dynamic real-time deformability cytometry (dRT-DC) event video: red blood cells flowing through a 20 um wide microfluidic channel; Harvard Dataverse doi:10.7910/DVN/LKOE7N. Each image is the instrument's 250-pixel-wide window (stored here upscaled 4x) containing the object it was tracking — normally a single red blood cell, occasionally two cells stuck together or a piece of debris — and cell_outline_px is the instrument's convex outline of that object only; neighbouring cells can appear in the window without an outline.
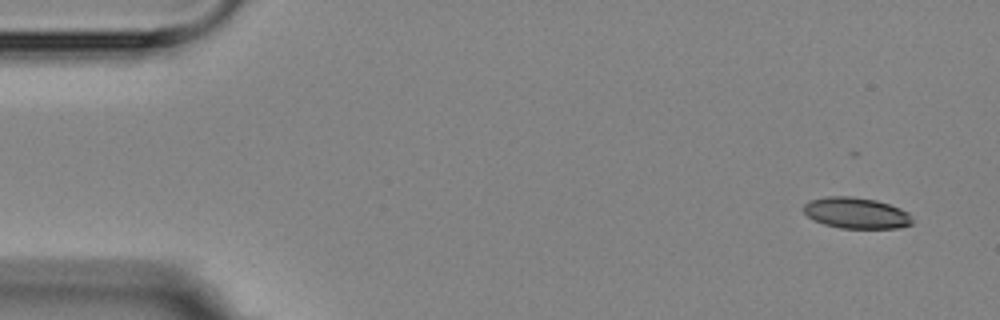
{"species": "Egyptian fruit bat (a non-hibernating species)", "species_latin": "Rousettus aegyptiacus", "temperature_condition": "room temperature", "stored_images_in_passage": 5, "camera_frame_rate_fps": 3000, "um_per_image_px": 0.085, "animal": {"sex": "female"}, "frame": {"image": 1, "passage_image": 1, "time_ms": 0.0, "image_size_px": [1000, 320], "cell_outline_px": [[912, 224], [896, 228], [840, 228], [824, 224], [812, 220], [804, 212], [804, 204], [808, 200], [824, 196], [852, 196], [876, 200], [900, 208], [908, 212], [912, 216]], "centroid_in_image_um": [72.75, 18.1], "position_along_channel_um": 12.2, "area_um2": 19.83}}
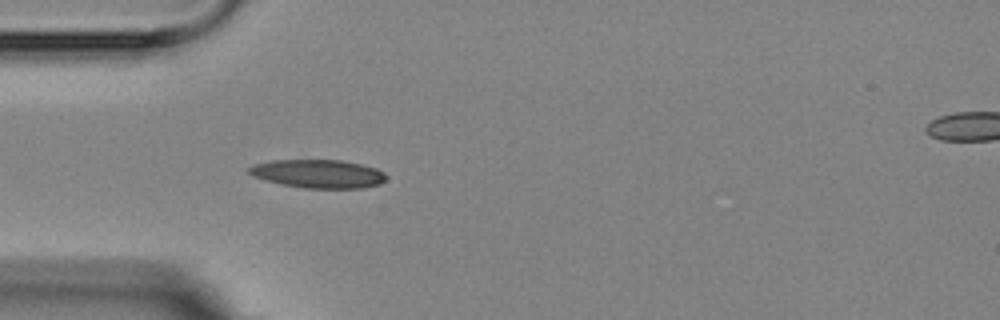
{"frame": {"image": 2, "passage_image": 5, "time_ms": 4.333, "image_size_px": [1000, 320], "cell_outline_px": [[388, 176], [380, 184], [364, 188], [304, 188], [280, 184], [264, 180], [252, 176], [248, 172], [248, 168], [252, 164], [272, 160], [340, 160], [360, 164], [376, 168], [384, 172]], "centroid_in_image_um": [27.03, 14.77], "position_along_channel_um": 58.0, "area_um2": 22.89}}